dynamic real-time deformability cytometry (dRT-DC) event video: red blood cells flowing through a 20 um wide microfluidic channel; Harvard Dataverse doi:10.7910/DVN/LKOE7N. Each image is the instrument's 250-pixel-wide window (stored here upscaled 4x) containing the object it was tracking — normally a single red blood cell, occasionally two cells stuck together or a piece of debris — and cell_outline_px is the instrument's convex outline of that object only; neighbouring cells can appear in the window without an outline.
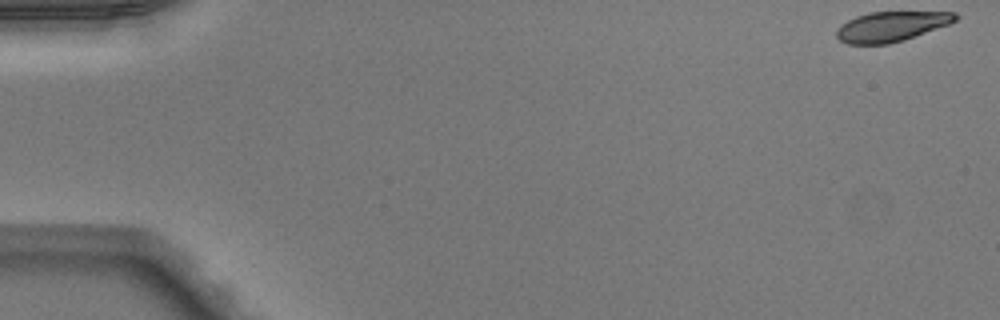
{"species": "Egyptian fruit bat (a non-hibernating species)", "species_latin": "Rousettus aegyptiacus", "temperature_condition": "warm", "stored_images_in_passage": 50, "camera_frame_rate_fps": 3000, "um_per_image_px": 0.085, "animal": {"sex": "male"}, "frame": {"image": 1, "passage_image": 1, "time_ms": 0.0, "image_size_px": [1000, 320], "cell_outline_px": [[960, 16], [956, 20], [948, 24], [904, 40], [888, 44], [848, 44], [840, 40], [836, 36], [836, 32], [840, 24], [856, 16], [868, 12], [956, 12]], "centroid_in_image_um": [75.74, 2.25], "position_along_channel_um": 9.3, "area_um2": 20.69}}
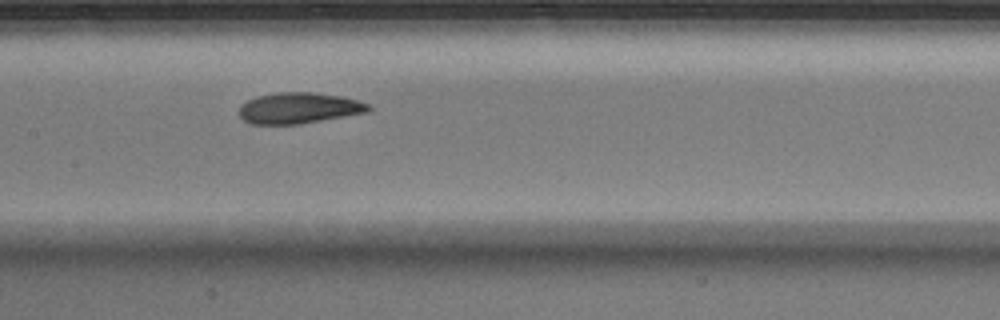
{"frame": {"image": 2, "passage_image": 25, "time_ms": 8.0, "image_size_px": [1000, 320], "cell_outline_px": [[372, 108], [368, 112], [300, 124], [248, 124], [240, 116], [240, 104], [248, 100], [260, 96], [276, 92], [312, 92], [340, 96], [356, 100], [368, 104]], "centroid_in_image_um": [25.39, 9.19], "position_along_channel_um": 182.0, "area_um2": 23.24}}
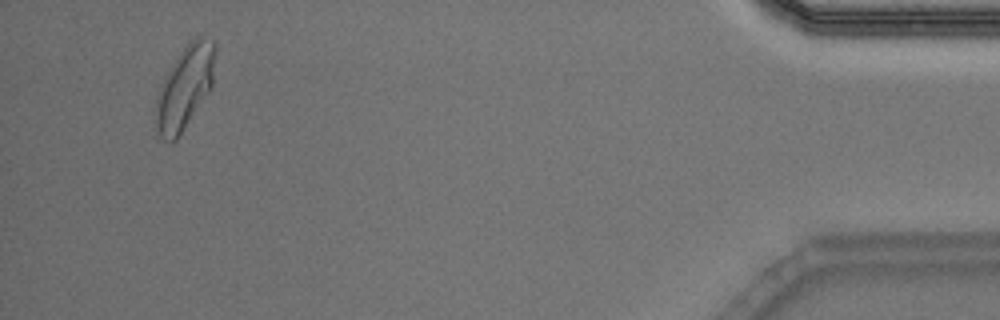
{"frame": {"image": 3, "passage_image": 48, "time_ms": 15.667, "image_size_px": [1000, 320], "cell_outline_px": [[216, 48], [212, 88], [176, 140], [164, 140], [160, 136], [152, 120], [156, 96], [160, 84], [164, 76], [180, 52], [192, 40], [200, 36], [212, 40]], "centroid_in_image_um": [15.67, 7.47], "position_along_channel_um": 419.5, "area_um2": 28.96}, "authors_computed_cell_mechanics": {"area_um2": 23.6691, "velocity_mm_per_s": 4.0219, "shape_relaxation_time_tau1_ms": 5.3349, "shape_relaxation_time_tau2_ms": 3.6202, "deformation_change_tau1": 0.1765, "deformation_change_tau2": 0.0678}}